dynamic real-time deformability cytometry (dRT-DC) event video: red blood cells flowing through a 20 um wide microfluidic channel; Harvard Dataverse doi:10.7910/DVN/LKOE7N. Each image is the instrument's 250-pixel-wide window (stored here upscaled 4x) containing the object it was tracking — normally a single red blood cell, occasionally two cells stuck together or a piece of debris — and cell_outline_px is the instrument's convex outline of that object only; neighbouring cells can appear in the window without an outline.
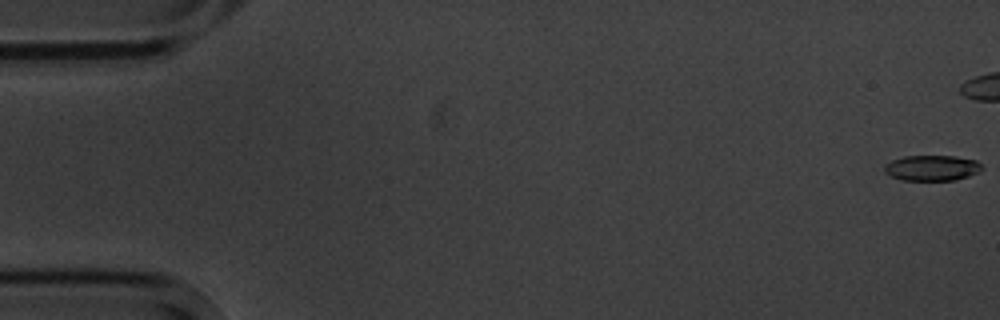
{"species": "common noctule bat (a hibernating species)", "species_latin": "Nyctalus noctula", "temperature_condition": "cold", "stored_images_in_passage": 6, "camera_frame_rate_fps": 3000, "um_per_image_px": 0.085, "animal": {"sex": "male", "body_mass_g": 20.1, "forearm_length_mm": 53.5}, "frame": {"image": 1, "passage_image": 1, "time_ms": 0.0, "image_size_px": [1000, 320], "cell_outline_px": [[984, 168], [980, 172], [956, 180], [900, 180], [884, 172], [884, 164], [892, 160], [904, 156], [956, 156], [976, 160]], "centroid_in_image_um": [79.22, 14.27], "position_along_channel_um": 5.8, "area_um2": 14.62}}
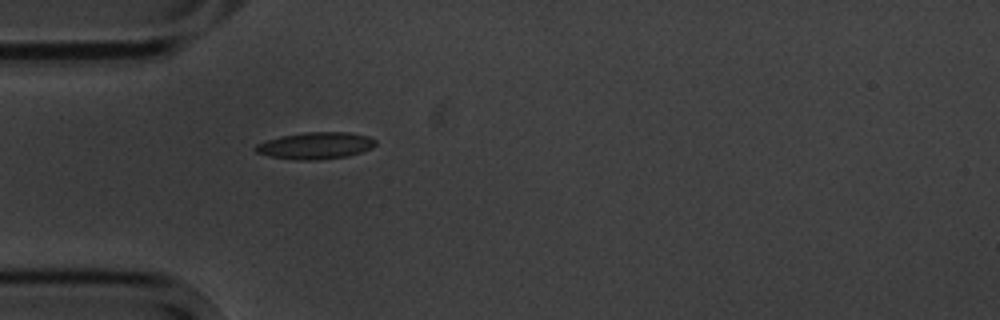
{"frame": {"image": 2, "passage_image": 6, "time_ms": 6.667, "image_size_px": [1000, 320], "cell_outline_px": [[376, 144], [372, 148], [348, 156], [316, 160], [296, 160], [272, 156], [256, 152], [252, 148], [256, 144], [280, 136], [304, 132], [348, 132], [368, 136], [376, 140]], "centroid_in_image_um": [26.82, 12.37], "position_along_channel_um": 58.2, "area_um2": 18.73}}